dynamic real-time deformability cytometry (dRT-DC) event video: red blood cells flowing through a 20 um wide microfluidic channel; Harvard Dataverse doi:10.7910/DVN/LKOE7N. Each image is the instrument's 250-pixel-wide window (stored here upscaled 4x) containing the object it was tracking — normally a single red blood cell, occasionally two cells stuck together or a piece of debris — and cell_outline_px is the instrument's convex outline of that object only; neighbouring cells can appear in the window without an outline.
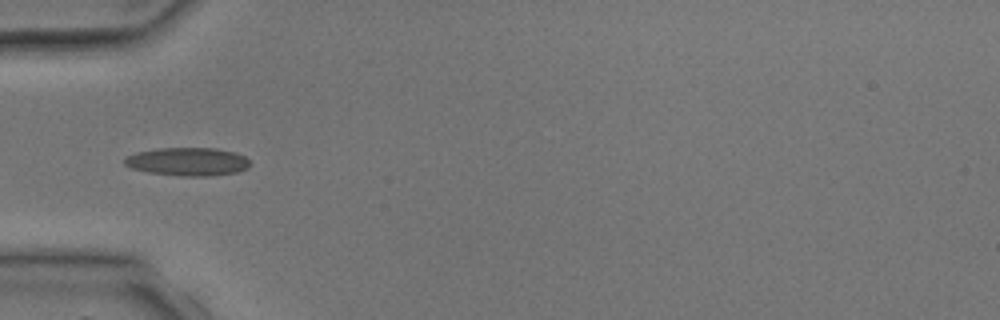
{"species": "common noctule bat (a hibernating species)", "species_latin": "Nyctalus noctula", "temperature_condition": "room temperature", "stored_images_in_passage": 4, "camera_frame_rate_fps": 3000, "um_per_image_px": 0.085, "animal": {"sex": "male", "body_mass_g": 17.9, "forearm_length_mm": 54.2}, "frame": {"image": 1, "passage_image": 4, "time_ms": 3.667, "image_size_px": [1000, 320], "cell_outline_px": [[252, 164], [248, 168], [236, 172], [208, 176], [184, 176], [148, 172], [132, 168], [124, 164], [124, 160], [128, 156], [136, 152], [160, 148], [216, 148], [236, 152], [244, 156]], "centroid_in_image_um": [15.99, 13.73], "position_along_channel_um": 69.0, "area_um2": 20.58}}